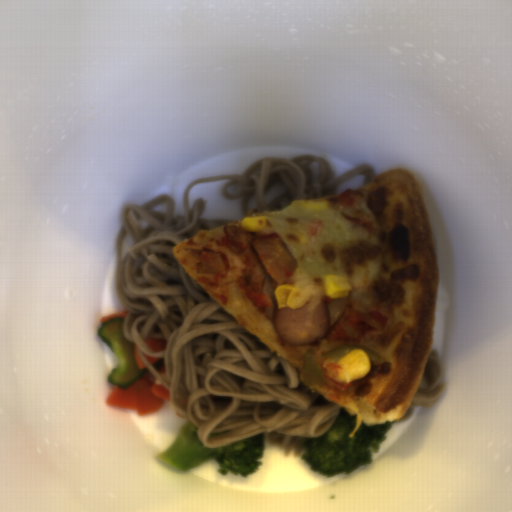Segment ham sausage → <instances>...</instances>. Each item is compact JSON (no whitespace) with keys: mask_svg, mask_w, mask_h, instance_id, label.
<instances>
[{"mask_svg":"<svg viewBox=\"0 0 512 512\" xmlns=\"http://www.w3.org/2000/svg\"><path fill=\"white\" fill-rule=\"evenodd\" d=\"M222 231L242 250L252 247L245 257L242 280L258 293H263L266 276L285 285L299 264L278 232L244 233L241 227L228 224Z\"/></svg>","mask_w":512,"mask_h":512,"instance_id":"obj_1","label":"ham sausage"},{"mask_svg":"<svg viewBox=\"0 0 512 512\" xmlns=\"http://www.w3.org/2000/svg\"><path fill=\"white\" fill-rule=\"evenodd\" d=\"M273 323L280 338L288 345H310L328 336L329 306L318 297H309L298 309L278 308L276 301Z\"/></svg>","mask_w":512,"mask_h":512,"instance_id":"obj_2","label":"ham sausage"},{"mask_svg":"<svg viewBox=\"0 0 512 512\" xmlns=\"http://www.w3.org/2000/svg\"><path fill=\"white\" fill-rule=\"evenodd\" d=\"M191 253L196 259V273L216 274L224 271L227 266L219 251H207L193 248H183Z\"/></svg>","mask_w":512,"mask_h":512,"instance_id":"obj_3","label":"ham sausage"}]
</instances>
